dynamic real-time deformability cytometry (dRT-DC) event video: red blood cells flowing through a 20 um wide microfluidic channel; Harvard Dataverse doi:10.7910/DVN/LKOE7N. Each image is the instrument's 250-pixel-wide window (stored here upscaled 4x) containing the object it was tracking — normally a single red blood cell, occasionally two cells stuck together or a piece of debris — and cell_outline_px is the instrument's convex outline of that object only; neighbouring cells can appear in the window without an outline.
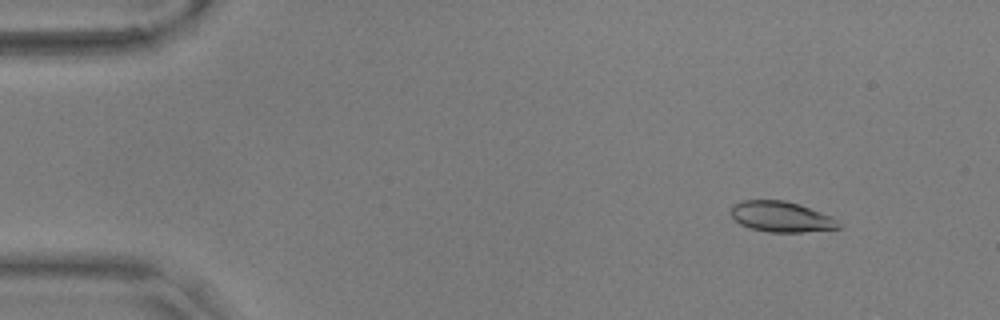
{"species": "common noctule bat (a hibernating species)", "species_latin": "Nyctalus noctula", "temperature_condition": "warm", "stored_images_in_passage": 21, "camera_frame_rate_fps": 3000, "um_per_image_px": 0.085, "animal": {"sex": "male", "body_mass_g": 17.9, "forearm_length_mm": 54.2}, "frame": {"image": 1, "passage_image": 6, "time_ms": 1.667, "image_size_px": [1000, 320], "cell_outline_px": [[840, 228], [804, 232], [768, 232], [752, 228], [740, 224], [732, 216], [732, 204], [744, 200], [784, 200], [800, 204], [832, 216], [840, 224]], "centroid_in_image_um": [66.42, 18.41], "position_along_channel_um": 18.6, "area_um2": 19.13}}
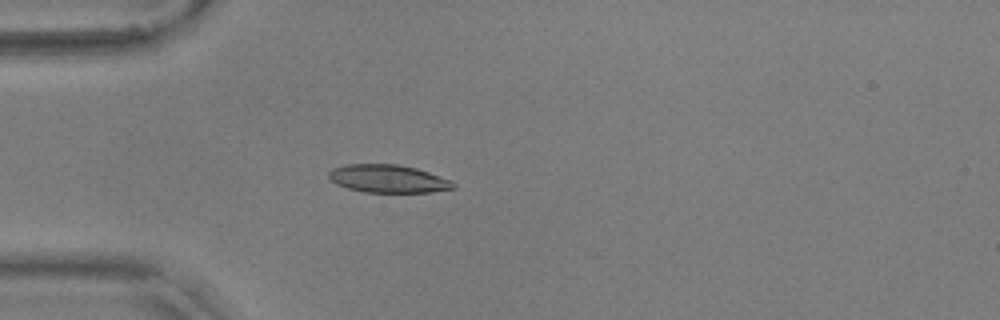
{"frame": {"image": 2, "passage_image": 16, "time_ms": 5.0, "image_size_px": [1000, 320], "cell_outline_px": [[456, 188], [428, 192], [364, 192], [348, 188], [336, 184], [328, 176], [328, 172], [332, 168], [344, 164], [396, 164], [416, 168], [428, 172], [448, 180], [456, 184]], "centroid_in_image_um": [32.94, 15.18], "position_along_channel_um": 52.1, "area_um2": 20.11}}
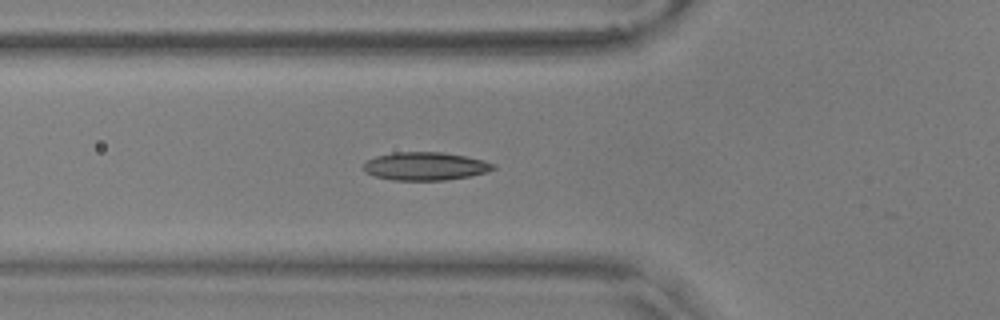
{"frame": {"image": 3, "passage_image": 20, "time_ms": 6.333, "image_size_px": [1000, 320], "cell_outline_px": [[496, 168], [488, 172], [468, 176], [444, 180], [392, 180], [376, 176], [364, 172], [364, 164], [368, 160], [376, 156], [392, 152], [440, 152], [464, 156], [484, 160], [496, 164]], "centroid_in_image_um": [36.16, 14.12], "position_along_channel_um": 89.6, "area_um2": 21.21}}